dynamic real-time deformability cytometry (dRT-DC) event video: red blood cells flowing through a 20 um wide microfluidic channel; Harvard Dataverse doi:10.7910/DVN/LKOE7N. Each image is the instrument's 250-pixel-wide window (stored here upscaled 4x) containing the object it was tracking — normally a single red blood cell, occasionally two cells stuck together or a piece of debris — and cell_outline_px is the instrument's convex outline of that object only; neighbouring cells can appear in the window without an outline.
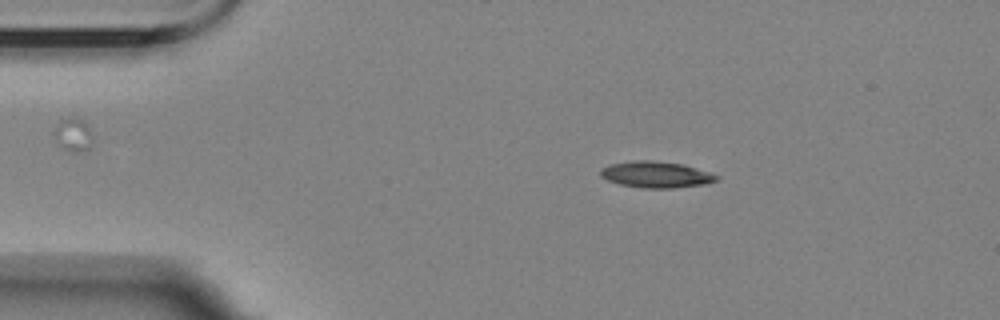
{"species": "Egyptian fruit bat (a non-hibernating species)", "species_latin": "Rousettus aegyptiacus", "temperature_condition": "room temperature", "stored_images_in_passage": 5, "camera_frame_rate_fps": 3000, "um_per_image_px": 0.085, "animal": {"sex": "female"}, "frame": {"image": 1, "passage_image": 2, "time_ms": 1.0, "image_size_px": [1000, 320], "cell_outline_px": [[720, 176], [716, 180], [704, 184], [672, 188], [640, 188], [620, 184], [608, 180], [600, 176], [600, 168], [608, 164], [632, 160], [652, 160], [684, 164]], "centroid_in_image_um": [55.71, 14.82], "position_along_channel_um": 29.3, "area_um2": 17.86}}
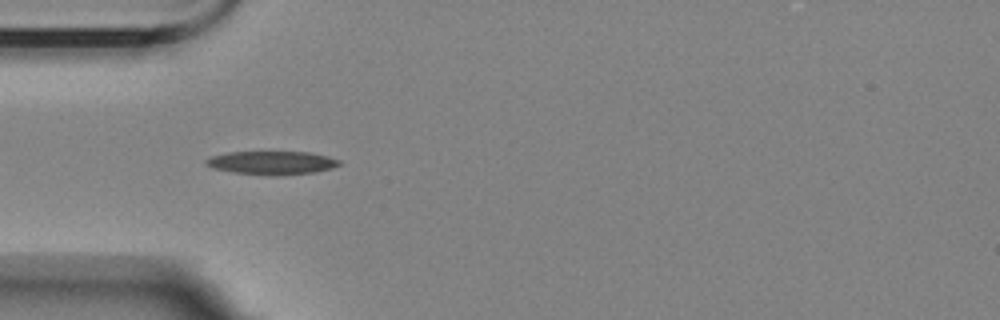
{"frame": {"image": 2, "passage_image": 4, "time_ms": 3.333, "image_size_px": [1000, 320], "cell_outline_px": [[340, 164], [332, 168], [316, 172], [280, 176], [268, 176], [232, 172], [212, 168], [204, 164], [204, 160], [212, 156], [228, 152], [308, 152], [340, 160]], "centroid_in_image_um": [23.06, 13.85], "position_along_channel_um": 61.9, "area_um2": 18.32}}
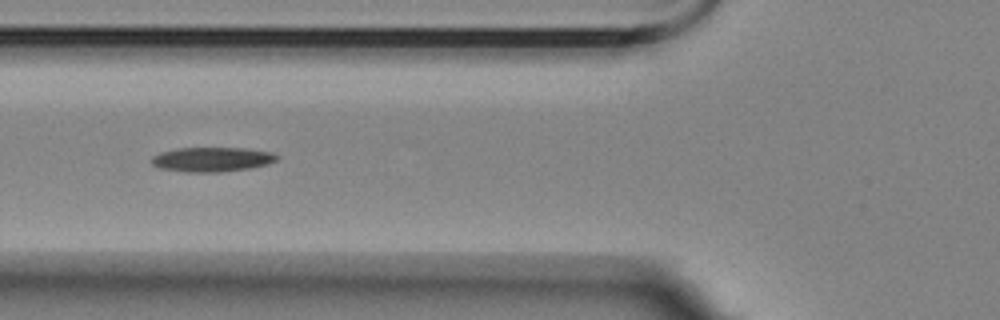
{"frame": {"image": 3, "passage_image": 5, "time_ms": 4.667, "image_size_px": [1000, 320], "cell_outline_px": [[280, 156], [276, 160], [268, 164], [248, 168], [220, 172], [184, 172], [160, 168], [152, 164], [152, 156], [160, 152], [176, 148], [248, 148], [272, 152]], "centroid_in_image_um": [18.02, 13.54], "position_along_channel_um": 107.8, "area_um2": 17.98}}